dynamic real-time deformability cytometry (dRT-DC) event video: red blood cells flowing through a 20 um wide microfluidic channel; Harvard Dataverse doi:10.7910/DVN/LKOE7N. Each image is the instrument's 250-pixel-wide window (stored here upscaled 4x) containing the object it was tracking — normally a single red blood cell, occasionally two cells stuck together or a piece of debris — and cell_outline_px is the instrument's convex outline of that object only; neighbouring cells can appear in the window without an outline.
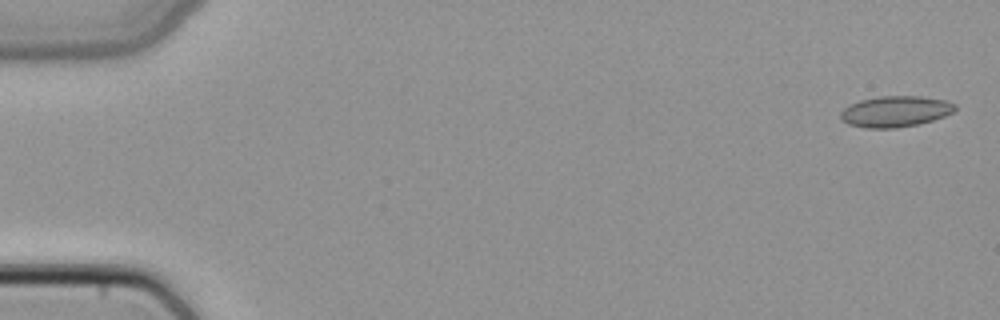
{"species": "common noctule bat (a hibernating species)", "species_latin": "Nyctalus noctula", "temperature_condition": "cold", "stored_images_in_passage": 5, "camera_frame_rate_fps": 3000, "um_per_image_px": 0.085, "animal": {"sex": "female", "body_mass_g": 22.7, "forearm_length_mm": 54.2}, "frame": {"image": 1, "passage_image": 1, "time_ms": 0.0, "image_size_px": [1000, 320], "cell_outline_px": [[956, 108], [952, 112], [944, 116], [932, 120], [916, 124], [896, 128], [864, 128], [848, 124], [840, 120], [840, 112], [844, 108], [860, 100], [880, 96], [924, 96], [944, 100], [956, 104]], "centroid_in_image_um": [76.08, 9.47], "position_along_channel_um": 8.9, "area_um2": 20.63}}
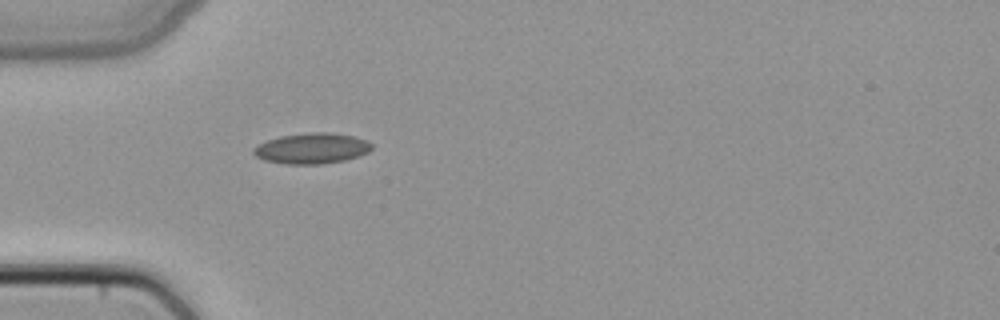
{"frame": {"image": 2, "passage_image": 5, "time_ms": 1.333, "image_size_px": [1000, 320], "cell_outline_px": [[372, 148], [368, 152], [344, 160], [324, 164], [284, 164], [264, 160], [256, 156], [252, 152], [252, 148], [268, 140], [280, 136], [312, 132], [328, 132], [352, 136], [364, 140], [372, 144]], "centroid_in_image_um": [26.47, 12.62], "position_along_channel_um": 58.5, "area_um2": 20.92}}